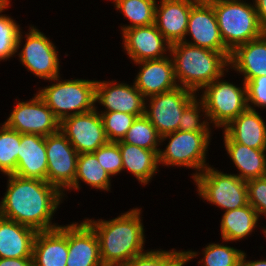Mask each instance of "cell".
Segmentation results:
<instances>
[{
    "mask_svg": "<svg viewBox=\"0 0 266 266\" xmlns=\"http://www.w3.org/2000/svg\"><path fill=\"white\" fill-rule=\"evenodd\" d=\"M263 233H264V234H265V236H266V229H265V228L263 229Z\"/></svg>",
    "mask_w": 266,
    "mask_h": 266,
    "instance_id": "cell-45",
    "label": "cell"
},
{
    "mask_svg": "<svg viewBox=\"0 0 266 266\" xmlns=\"http://www.w3.org/2000/svg\"><path fill=\"white\" fill-rule=\"evenodd\" d=\"M8 0L1 8L0 13L9 7ZM20 26L9 16L0 14V61L12 57L20 48L22 32Z\"/></svg>",
    "mask_w": 266,
    "mask_h": 266,
    "instance_id": "cell-31",
    "label": "cell"
},
{
    "mask_svg": "<svg viewBox=\"0 0 266 266\" xmlns=\"http://www.w3.org/2000/svg\"><path fill=\"white\" fill-rule=\"evenodd\" d=\"M221 220L222 240L237 241L248 236L257 226L259 215L248 203L247 205L230 211H224Z\"/></svg>",
    "mask_w": 266,
    "mask_h": 266,
    "instance_id": "cell-27",
    "label": "cell"
},
{
    "mask_svg": "<svg viewBox=\"0 0 266 266\" xmlns=\"http://www.w3.org/2000/svg\"><path fill=\"white\" fill-rule=\"evenodd\" d=\"M0 127V171L13 174L17 167L20 145V133L8 128L4 123Z\"/></svg>",
    "mask_w": 266,
    "mask_h": 266,
    "instance_id": "cell-32",
    "label": "cell"
},
{
    "mask_svg": "<svg viewBox=\"0 0 266 266\" xmlns=\"http://www.w3.org/2000/svg\"><path fill=\"white\" fill-rule=\"evenodd\" d=\"M216 14L221 38L232 53L238 46L262 36L255 6L243 0H207Z\"/></svg>",
    "mask_w": 266,
    "mask_h": 266,
    "instance_id": "cell-4",
    "label": "cell"
},
{
    "mask_svg": "<svg viewBox=\"0 0 266 266\" xmlns=\"http://www.w3.org/2000/svg\"><path fill=\"white\" fill-rule=\"evenodd\" d=\"M247 103L266 108V76L255 77L246 83Z\"/></svg>",
    "mask_w": 266,
    "mask_h": 266,
    "instance_id": "cell-39",
    "label": "cell"
},
{
    "mask_svg": "<svg viewBox=\"0 0 266 266\" xmlns=\"http://www.w3.org/2000/svg\"><path fill=\"white\" fill-rule=\"evenodd\" d=\"M37 231L0 216V258H32Z\"/></svg>",
    "mask_w": 266,
    "mask_h": 266,
    "instance_id": "cell-23",
    "label": "cell"
},
{
    "mask_svg": "<svg viewBox=\"0 0 266 266\" xmlns=\"http://www.w3.org/2000/svg\"><path fill=\"white\" fill-rule=\"evenodd\" d=\"M248 203L257 211L259 217L266 215V176L246 181Z\"/></svg>",
    "mask_w": 266,
    "mask_h": 266,
    "instance_id": "cell-38",
    "label": "cell"
},
{
    "mask_svg": "<svg viewBox=\"0 0 266 266\" xmlns=\"http://www.w3.org/2000/svg\"><path fill=\"white\" fill-rule=\"evenodd\" d=\"M98 159L100 165L110 176L123 171V162L120 148L116 142H108L93 153Z\"/></svg>",
    "mask_w": 266,
    "mask_h": 266,
    "instance_id": "cell-37",
    "label": "cell"
},
{
    "mask_svg": "<svg viewBox=\"0 0 266 266\" xmlns=\"http://www.w3.org/2000/svg\"><path fill=\"white\" fill-rule=\"evenodd\" d=\"M198 1L161 0L160 6L156 4L154 24L171 44L186 40L190 11Z\"/></svg>",
    "mask_w": 266,
    "mask_h": 266,
    "instance_id": "cell-19",
    "label": "cell"
},
{
    "mask_svg": "<svg viewBox=\"0 0 266 266\" xmlns=\"http://www.w3.org/2000/svg\"><path fill=\"white\" fill-rule=\"evenodd\" d=\"M220 77L207 84L202 93L201 100L210 124L216 127H226L232 120L248 108L247 88L243 82V88L237 87Z\"/></svg>",
    "mask_w": 266,
    "mask_h": 266,
    "instance_id": "cell-8",
    "label": "cell"
},
{
    "mask_svg": "<svg viewBox=\"0 0 266 266\" xmlns=\"http://www.w3.org/2000/svg\"><path fill=\"white\" fill-rule=\"evenodd\" d=\"M200 107L203 109L202 112H204L206 115H204V117L207 118L203 101L201 99H197L196 97L183 111L179 122L180 131L211 132L209 129V122H207V120L200 122Z\"/></svg>",
    "mask_w": 266,
    "mask_h": 266,
    "instance_id": "cell-36",
    "label": "cell"
},
{
    "mask_svg": "<svg viewBox=\"0 0 266 266\" xmlns=\"http://www.w3.org/2000/svg\"><path fill=\"white\" fill-rule=\"evenodd\" d=\"M96 109L66 117L60 122V131L79 154L94 153L109 142Z\"/></svg>",
    "mask_w": 266,
    "mask_h": 266,
    "instance_id": "cell-12",
    "label": "cell"
},
{
    "mask_svg": "<svg viewBox=\"0 0 266 266\" xmlns=\"http://www.w3.org/2000/svg\"><path fill=\"white\" fill-rule=\"evenodd\" d=\"M253 4L255 6L259 22L266 30V0H255V3Z\"/></svg>",
    "mask_w": 266,
    "mask_h": 266,
    "instance_id": "cell-41",
    "label": "cell"
},
{
    "mask_svg": "<svg viewBox=\"0 0 266 266\" xmlns=\"http://www.w3.org/2000/svg\"><path fill=\"white\" fill-rule=\"evenodd\" d=\"M121 141L147 150H154L159 154L160 149L157 146L161 143V136L149 119L143 115L136 117Z\"/></svg>",
    "mask_w": 266,
    "mask_h": 266,
    "instance_id": "cell-30",
    "label": "cell"
},
{
    "mask_svg": "<svg viewBox=\"0 0 266 266\" xmlns=\"http://www.w3.org/2000/svg\"><path fill=\"white\" fill-rule=\"evenodd\" d=\"M190 89L177 87L174 90L150 96L145 116L154 125L158 134L163 135L179 130L184 109L197 97Z\"/></svg>",
    "mask_w": 266,
    "mask_h": 266,
    "instance_id": "cell-9",
    "label": "cell"
},
{
    "mask_svg": "<svg viewBox=\"0 0 266 266\" xmlns=\"http://www.w3.org/2000/svg\"><path fill=\"white\" fill-rule=\"evenodd\" d=\"M112 83V84H111ZM143 94L135 87L125 83L116 84L110 81H97L95 103L105 106L104 112H124L140 117L145 115L146 102Z\"/></svg>",
    "mask_w": 266,
    "mask_h": 266,
    "instance_id": "cell-15",
    "label": "cell"
},
{
    "mask_svg": "<svg viewBox=\"0 0 266 266\" xmlns=\"http://www.w3.org/2000/svg\"><path fill=\"white\" fill-rule=\"evenodd\" d=\"M136 64L141 65V69L134 84L146 99L179 87L174 75L172 58L144 60Z\"/></svg>",
    "mask_w": 266,
    "mask_h": 266,
    "instance_id": "cell-17",
    "label": "cell"
},
{
    "mask_svg": "<svg viewBox=\"0 0 266 266\" xmlns=\"http://www.w3.org/2000/svg\"><path fill=\"white\" fill-rule=\"evenodd\" d=\"M4 124L20 134L48 136L60 130V121L38 93L28 102H18Z\"/></svg>",
    "mask_w": 266,
    "mask_h": 266,
    "instance_id": "cell-11",
    "label": "cell"
},
{
    "mask_svg": "<svg viewBox=\"0 0 266 266\" xmlns=\"http://www.w3.org/2000/svg\"><path fill=\"white\" fill-rule=\"evenodd\" d=\"M115 7L132 24L121 26L122 32L133 27L149 26L155 23L156 0H114Z\"/></svg>",
    "mask_w": 266,
    "mask_h": 266,
    "instance_id": "cell-29",
    "label": "cell"
},
{
    "mask_svg": "<svg viewBox=\"0 0 266 266\" xmlns=\"http://www.w3.org/2000/svg\"><path fill=\"white\" fill-rule=\"evenodd\" d=\"M141 210L134 208L112 220L85 221L93 228L104 266H118L143 253L144 227Z\"/></svg>",
    "mask_w": 266,
    "mask_h": 266,
    "instance_id": "cell-2",
    "label": "cell"
},
{
    "mask_svg": "<svg viewBox=\"0 0 266 266\" xmlns=\"http://www.w3.org/2000/svg\"><path fill=\"white\" fill-rule=\"evenodd\" d=\"M246 253L243 252L239 266H266V260L246 261Z\"/></svg>",
    "mask_w": 266,
    "mask_h": 266,
    "instance_id": "cell-42",
    "label": "cell"
},
{
    "mask_svg": "<svg viewBox=\"0 0 266 266\" xmlns=\"http://www.w3.org/2000/svg\"><path fill=\"white\" fill-rule=\"evenodd\" d=\"M223 133L224 140H234L254 149H266V124L250 104L224 127Z\"/></svg>",
    "mask_w": 266,
    "mask_h": 266,
    "instance_id": "cell-22",
    "label": "cell"
},
{
    "mask_svg": "<svg viewBox=\"0 0 266 266\" xmlns=\"http://www.w3.org/2000/svg\"><path fill=\"white\" fill-rule=\"evenodd\" d=\"M28 32L18 55L20 62L35 76L52 81L60 74L56 46L35 27H30Z\"/></svg>",
    "mask_w": 266,
    "mask_h": 266,
    "instance_id": "cell-13",
    "label": "cell"
},
{
    "mask_svg": "<svg viewBox=\"0 0 266 266\" xmlns=\"http://www.w3.org/2000/svg\"><path fill=\"white\" fill-rule=\"evenodd\" d=\"M119 145L123 169L132 173L141 184H147L158 170L159 155L154 150H147L136 145L116 142Z\"/></svg>",
    "mask_w": 266,
    "mask_h": 266,
    "instance_id": "cell-26",
    "label": "cell"
},
{
    "mask_svg": "<svg viewBox=\"0 0 266 266\" xmlns=\"http://www.w3.org/2000/svg\"><path fill=\"white\" fill-rule=\"evenodd\" d=\"M124 50L134 63L167 57L171 43L162 35L155 24L133 27L122 32ZM166 47V48H165Z\"/></svg>",
    "mask_w": 266,
    "mask_h": 266,
    "instance_id": "cell-16",
    "label": "cell"
},
{
    "mask_svg": "<svg viewBox=\"0 0 266 266\" xmlns=\"http://www.w3.org/2000/svg\"><path fill=\"white\" fill-rule=\"evenodd\" d=\"M80 180L96 189L106 191H109L111 185L109 173L104 170L93 153H83L78 155L74 183L68 188V190H79Z\"/></svg>",
    "mask_w": 266,
    "mask_h": 266,
    "instance_id": "cell-28",
    "label": "cell"
},
{
    "mask_svg": "<svg viewBox=\"0 0 266 266\" xmlns=\"http://www.w3.org/2000/svg\"><path fill=\"white\" fill-rule=\"evenodd\" d=\"M191 35L193 42L183 40L193 46L224 53L229 59L231 52L221 38L213 6L207 0H199L190 11L186 35Z\"/></svg>",
    "mask_w": 266,
    "mask_h": 266,
    "instance_id": "cell-14",
    "label": "cell"
},
{
    "mask_svg": "<svg viewBox=\"0 0 266 266\" xmlns=\"http://www.w3.org/2000/svg\"><path fill=\"white\" fill-rule=\"evenodd\" d=\"M68 259V225L50 231L37 232L33 266H66Z\"/></svg>",
    "mask_w": 266,
    "mask_h": 266,
    "instance_id": "cell-21",
    "label": "cell"
},
{
    "mask_svg": "<svg viewBox=\"0 0 266 266\" xmlns=\"http://www.w3.org/2000/svg\"><path fill=\"white\" fill-rule=\"evenodd\" d=\"M229 64L231 69L243 73L245 83L252 78L266 76V32L238 46L231 53Z\"/></svg>",
    "mask_w": 266,
    "mask_h": 266,
    "instance_id": "cell-24",
    "label": "cell"
},
{
    "mask_svg": "<svg viewBox=\"0 0 266 266\" xmlns=\"http://www.w3.org/2000/svg\"><path fill=\"white\" fill-rule=\"evenodd\" d=\"M13 174L47 181L45 136L20 134L17 167Z\"/></svg>",
    "mask_w": 266,
    "mask_h": 266,
    "instance_id": "cell-20",
    "label": "cell"
},
{
    "mask_svg": "<svg viewBox=\"0 0 266 266\" xmlns=\"http://www.w3.org/2000/svg\"><path fill=\"white\" fill-rule=\"evenodd\" d=\"M100 116L109 142L122 140L136 119L135 115L116 111L102 112Z\"/></svg>",
    "mask_w": 266,
    "mask_h": 266,
    "instance_id": "cell-35",
    "label": "cell"
},
{
    "mask_svg": "<svg viewBox=\"0 0 266 266\" xmlns=\"http://www.w3.org/2000/svg\"><path fill=\"white\" fill-rule=\"evenodd\" d=\"M198 255L197 252L192 251H184V261L181 263L180 266H184L185 263L190 261L192 258L196 257Z\"/></svg>",
    "mask_w": 266,
    "mask_h": 266,
    "instance_id": "cell-43",
    "label": "cell"
},
{
    "mask_svg": "<svg viewBox=\"0 0 266 266\" xmlns=\"http://www.w3.org/2000/svg\"><path fill=\"white\" fill-rule=\"evenodd\" d=\"M184 251H146L118 266H180Z\"/></svg>",
    "mask_w": 266,
    "mask_h": 266,
    "instance_id": "cell-33",
    "label": "cell"
},
{
    "mask_svg": "<svg viewBox=\"0 0 266 266\" xmlns=\"http://www.w3.org/2000/svg\"><path fill=\"white\" fill-rule=\"evenodd\" d=\"M199 195L225 211L241 208L248 204L247 184L237 175L227 174L206 167L195 176Z\"/></svg>",
    "mask_w": 266,
    "mask_h": 266,
    "instance_id": "cell-6",
    "label": "cell"
},
{
    "mask_svg": "<svg viewBox=\"0 0 266 266\" xmlns=\"http://www.w3.org/2000/svg\"><path fill=\"white\" fill-rule=\"evenodd\" d=\"M225 149L230 159L239 170L237 176L244 180L266 176V149H254L235 142L224 140Z\"/></svg>",
    "mask_w": 266,
    "mask_h": 266,
    "instance_id": "cell-25",
    "label": "cell"
},
{
    "mask_svg": "<svg viewBox=\"0 0 266 266\" xmlns=\"http://www.w3.org/2000/svg\"><path fill=\"white\" fill-rule=\"evenodd\" d=\"M8 0H0V8L7 2Z\"/></svg>",
    "mask_w": 266,
    "mask_h": 266,
    "instance_id": "cell-44",
    "label": "cell"
},
{
    "mask_svg": "<svg viewBox=\"0 0 266 266\" xmlns=\"http://www.w3.org/2000/svg\"><path fill=\"white\" fill-rule=\"evenodd\" d=\"M0 266H33L32 258H0Z\"/></svg>",
    "mask_w": 266,
    "mask_h": 266,
    "instance_id": "cell-40",
    "label": "cell"
},
{
    "mask_svg": "<svg viewBox=\"0 0 266 266\" xmlns=\"http://www.w3.org/2000/svg\"><path fill=\"white\" fill-rule=\"evenodd\" d=\"M175 79L179 86L195 92L203 89L229 69V58L222 52L193 46L183 41L171 44Z\"/></svg>",
    "mask_w": 266,
    "mask_h": 266,
    "instance_id": "cell-3",
    "label": "cell"
},
{
    "mask_svg": "<svg viewBox=\"0 0 266 266\" xmlns=\"http://www.w3.org/2000/svg\"><path fill=\"white\" fill-rule=\"evenodd\" d=\"M203 266H239L243 251L221 244H209L203 250Z\"/></svg>",
    "mask_w": 266,
    "mask_h": 266,
    "instance_id": "cell-34",
    "label": "cell"
},
{
    "mask_svg": "<svg viewBox=\"0 0 266 266\" xmlns=\"http://www.w3.org/2000/svg\"><path fill=\"white\" fill-rule=\"evenodd\" d=\"M8 176L7 191L0 202V216L33 228L37 232L59 228L52 224L54 212L65 195L41 179Z\"/></svg>",
    "mask_w": 266,
    "mask_h": 266,
    "instance_id": "cell-1",
    "label": "cell"
},
{
    "mask_svg": "<svg viewBox=\"0 0 266 266\" xmlns=\"http://www.w3.org/2000/svg\"><path fill=\"white\" fill-rule=\"evenodd\" d=\"M66 266H104L100 258L98 237L86 221L68 225Z\"/></svg>",
    "mask_w": 266,
    "mask_h": 266,
    "instance_id": "cell-18",
    "label": "cell"
},
{
    "mask_svg": "<svg viewBox=\"0 0 266 266\" xmlns=\"http://www.w3.org/2000/svg\"><path fill=\"white\" fill-rule=\"evenodd\" d=\"M59 80V76L53 79L57 82L39 90L38 95L60 122L66 117L87 113L96 108V80Z\"/></svg>",
    "mask_w": 266,
    "mask_h": 266,
    "instance_id": "cell-5",
    "label": "cell"
},
{
    "mask_svg": "<svg viewBox=\"0 0 266 266\" xmlns=\"http://www.w3.org/2000/svg\"><path fill=\"white\" fill-rule=\"evenodd\" d=\"M210 132L180 131L163 135L161 142L169 138L166 149L159 151V163L166 166H184L194 168V178L208 165L206 164V151L210 143ZM199 171V172H197Z\"/></svg>",
    "mask_w": 266,
    "mask_h": 266,
    "instance_id": "cell-7",
    "label": "cell"
},
{
    "mask_svg": "<svg viewBox=\"0 0 266 266\" xmlns=\"http://www.w3.org/2000/svg\"><path fill=\"white\" fill-rule=\"evenodd\" d=\"M45 145L47 182L63 193L74 183L79 153L60 130L45 136Z\"/></svg>",
    "mask_w": 266,
    "mask_h": 266,
    "instance_id": "cell-10",
    "label": "cell"
}]
</instances>
